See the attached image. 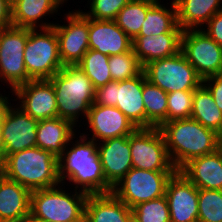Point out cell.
<instances>
[{
    "label": "cell",
    "instance_id": "6da1fadb",
    "mask_svg": "<svg viewBox=\"0 0 222 222\" xmlns=\"http://www.w3.org/2000/svg\"><path fill=\"white\" fill-rule=\"evenodd\" d=\"M58 177L62 184L88 195L112 192L102 170L97 142L79 131L58 157Z\"/></svg>",
    "mask_w": 222,
    "mask_h": 222
},
{
    "label": "cell",
    "instance_id": "7a4b0ae2",
    "mask_svg": "<svg viewBox=\"0 0 222 222\" xmlns=\"http://www.w3.org/2000/svg\"><path fill=\"white\" fill-rule=\"evenodd\" d=\"M159 129L177 171L190 160L210 154L221 147V136L218 133L191 118L165 122Z\"/></svg>",
    "mask_w": 222,
    "mask_h": 222
},
{
    "label": "cell",
    "instance_id": "3957f363",
    "mask_svg": "<svg viewBox=\"0 0 222 222\" xmlns=\"http://www.w3.org/2000/svg\"><path fill=\"white\" fill-rule=\"evenodd\" d=\"M0 173L30 191L55 187L58 177V158L37 146L8 155L0 163Z\"/></svg>",
    "mask_w": 222,
    "mask_h": 222
},
{
    "label": "cell",
    "instance_id": "277c9868",
    "mask_svg": "<svg viewBox=\"0 0 222 222\" xmlns=\"http://www.w3.org/2000/svg\"><path fill=\"white\" fill-rule=\"evenodd\" d=\"M49 80L56 92L58 117L70 121L79 129L94 102L92 82L76 65H64Z\"/></svg>",
    "mask_w": 222,
    "mask_h": 222
},
{
    "label": "cell",
    "instance_id": "5b68a950",
    "mask_svg": "<svg viewBox=\"0 0 222 222\" xmlns=\"http://www.w3.org/2000/svg\"><path fill=\"white\" fill-rule=\"evenodd\" d=\"M87 196V193L62 183L31 191L28 220L84 222Z\"/></svg>",
    "mask_w": 222,
    "mask_h": 222
},
{
    "label": "cell",
    "instance_id": "8992f818",
    "mask_svg": "<svg viewBox=\"0 0 222 222\" xmlns=\"http://www.w3.org/2000/svg\"><path fill=\"white\" fill-rule=\"evenodd\" d=\"M145 80L146 75L142 71L131 79L108 82L95 89L93 105L116 107L136 128H145V106L142 95Z\"/></svg>",
    "mask_w": 222,
    "mask_h": 222
},
{
    "label": "cell",
    "instance_id": "52a82bcc",
    "mask_svg": "<svg viewBox=\"0 0 222 222\" xmlns=\"http://www.w3.org/2000/svg\"><path fill=\"white\" fill-rule=\"evenodd\" d=\"M27 74L33 80L50 79L64 66L60 56L58 39L53 27L28 29L24 49Z\"/></svg>",
    "mask_w": 222,
    "mask_h": 222
},
{
    "label": "cell",
    "instance_id": "ba28073f",
    "mask_svg": "<svg viewBox=\"0 0 222 222\" xmlns=\"http://www.w3.org/2000/svg\"><path fill=\"white\" fill-rule=\"evenodd\" d=\"M146 79L166 93L195 91L203 79L180 51L176 55L151 61L143 67Z\"/></svg>",
    "mask_w": 222,
    "mask_h": 222
},
{
    "label": "cell",
    "instance_id": "9c48e42d",
    "mask_svg": "<svg viewBox=\"0 0 222 222\" xmlns=\"http://www.w3.org/2000/svg\"><path fill=\"white\" fill-rule=\"evenodd\" d=\"M175 172L131 168L112 187V193L132 209L139 203L164 196L168 180Z\"/></svg>",
    "mask_w": 222,
    "mask_h": 222
},
{
    "label": "cell",
    "instance_id": "30bf717a",
    "mask_svg": "<svg viewBox=\"0 0 222 222\" xmlns=\"http://www.w3.org/2000/svg\"><path fill=\"white\" fill-rule=\"evenodd\" d=\"M27 39L28 28L10 26L0 30V87L4 85L6 89L14 90L33 80L25 68Z\"/></svg>",
    "mask_w": 222,
    "mask_h": 222
},
{
    "label": "cell",
    "instance_id": "8fae6325",
    "mask_svg": "<svg viewBox=\"0 0 222 222\" xmlns=\"http://www.w3.org/2000/svg\"><path fill=\"white\" fill-rule=\"evenodd\" d=\"M76 6L79 8L75 7L74 11L68 9L63 13L64 18L53 25L63 65H76L89 50V18L80 5Z\"/></svg>",
    "mask_w": 222,
    "mask_h": 222
},
{
    "label": "cell",
    "instance_id": "7c38bea8",
    "mask_svg": "<svg viewBox=\"0 0 222 222\" xmlns=\"http://www.w3.org/2000/svg\"><path fill=\"white\" fill-rule=\"evenodd\" d=\"M133 168L177 171L172 164L159 128H137L129 135Z\"/></svg>",
    "mask_w": 222,
    "mask_h": 222
},
{
    "label": "cell",
    "instance_id": "4fadbf2b",
    "mask_svg": "<svg viewBox=\"0 0 222 222\" xmlns=\"http://www.w3.org/2000/svg\"><path fill=\"white\" fill-rule=\"evenodd\" d=\"M181 51L202 79L222 74V47L201 29L183 30Z\"/></svg>",
    "mask_w": 222,
    "mask_h": 222
},
{
    "label": "cell",
    "instance_id": "5bb4252c",
    "mask_svg": "<svg viewBox=\"0 0 222 222\" xmlns=\"http://www.w3.org/2000/svg\"><path fill=\"white\" fill-rule=\"evenodd\" d=\"M83 125L86 129L80 127L78 131L97 143L129 136L137 129L118 108L103 105H92Z\"/></svg>",
    "mask_w": 222,
    "mask_h": 222
},
{
    "label": "cell",
    "instance_id": "9a60e30c",
    "mask_svg": "<svg viewBox=\"0 0 222 222\" xmlns=\"http://www.w3.org/2000/svg\"><path fill=\"white\" fill-rule=\"evenodd\" d=\"M13 92L14 103L33 119L40 121L58 117L56 92L49 79L30 80Z\"/></svg>",
    "mask_w": 222,
    "mask_h": 222
},
{
    "label": "cell",
    "instance_id": "2e32d148",
    "mask_svg": "<svg viewBox=\"0 0 222 222\" xmlns=\"http://www.w3.org/2000/svg\"><path fill=\"white\" fill-rule=\"evenodd\" d=\"M38 122L13 102L0 123L3 141L2 161L10 154L36 146Z\"/></svg>",
    "mask_w": 222,
    "mask_h": 222
},
{
    "label": "cell",
    "instance_id": "e0dca14e",
    "mask_svg": "<svg viewBox=\"0 0 222 222\" xmlns=\"http://www.w3.org/2000/svg\"><path fill=\"white\" fill-rule=\"evenodd\" d=\"M165 196L171 222H198V188L180 171L168 180Z\"/></svg>",
    "mask_w": 222,
    "mask_h": 222
},
{
    "label": "cell",
    "instance_id": "ac0fdd59",
    "mask_svg": "<svg viewBox=\"0 0 222 222\" xmlns=\"http://www.w3.org/2000/svg\"><path fill=\"white\" fill-rule=\"evenodd\" d=\"M66 3V0H15L11 4L12 26L28 29L53 27L55 16L65 11L61 8L64 9ZM47 16L54 19L50 21Z\"/></svg>",
    "mask_w": 222,
    "mask_h": 222
},
{
    "label": "cell",
    "instance_id": "d6986e66",
    "mask_svg": "<svg viewBox=\"0 0 222 222\" xmlns=\"http://www.w3.org/2000/svg\"><path fill=\"white\" fill-rule=\"evenodd\" d=\"M97 145L106 182L113 187L133 168L129 136L115 137Z\"/></svg>",
    "mask_w": 222,
    "mask_h": 222
},
{
    "label": "cell",
    "instance_id": "ffe728a7",
    "mask_svg": "<svg viewBox=\"0 0 222 222\" xmlns=\"http://www.w3.org/2000/svg\"><path fill=\"white\" fill-rule=\"evenodd\" d=\"M132 46L133 40L114 20L89 18V49L112 56L131 51Z\"/></svg>",
    "mask_w": 222,
    "mask_h": 222
},
{
    "label": "cell",
    "instance_id": "44dd1931",
    "mask_svg": "<svg viewBox=\"0 0 222 222\" xmlns=\"http://www.w3.org/2000/svg\"><path fill=\"white\" fill-rule=\"evenodd\" d=\"M31 191L0 173V222H28Z\"/></svg>",
    "mask_w": 222,
    "mask_h": 222
},
{
    "label": "cell",
    "instance_id": "7402d4cb",
    "mask_svg": "<svg viewBox=\"0 0 222 222\" xmlns=\"http://www.w3.org/2000/svg\"><path fill=\"white\" fill-rule=\"evenodd\" d=\"M179 171L198 189L222 190V148L190 160Z\"/></svg>",
    "mask_w": 222,
    "mask_h": 222
},
{
    "label": "cell",
    "instance_id": "603a6c76",
    "mask_svg": "<svg viewBox=\"0 0 222 222\" xmlns=\"http://www.w3.org/2000/svg\"><path fill=\"white\" fill-rule=\"evenodd\" d=\"M182 32H167L160 35L137 36L132 49L141 66L151 61L176 55L181 51Z\"/></svg>",
    "mask_w": 222,
    "mask_h": 222
},
{
    "label": "cell",
    "instance_id": "cb8c5ba5",
    "mask_svg": "<svg viewBox=\"0 0 222 222\" xmlns=\"http://www.w3.org/2000/svg\"><path fill=\"white\" fill-rule=\"evenodd\" d=\"M131 215V208L112 192L87 196L84 222H128Z\"/></svg>",
    "mask_w": 222,
    "mask_h": 222
},
{
    "label": "cell",
    "instance_id": "d4e9b609",
    "mask_svg": "<svg viewBox=\"0 0 222 222\" xmlns=\"http://www.w3.org/2000/svg\"><path fill=\"white\" fill-rule=\"evenodd\" d=\"M36 131V146L51 152L58 158L76 134L78 128L70 121L56 117L40 120Z\"/></svg>",
    "mask_w": 222,
    "mask_h": 222
},
{
    "label": "cell",
    "instance_id": "484cf974",
    "mask_svg": "<svg viewBox=\"0 0 222 222\" xmlns=\"http://www.w3.org/2000/svg\"><path fill=\"white\" fill-rule=\"evenodd\" d=\"M177 24L183 29H201L217 12L222 0H174Z\"/></svg>",
    "mask_w": 222,
    "mask_h": 222
},
{
    "label": "cell",
    "instance_id": "4316f807",
    "mask_svg": "<svg viewBox=\"0 0 222 222\" xmlns=\"http://www.w3.org/2000/svg\"><path fill=\"white\" fill-rule=\"evenodd\" d=\"M163 1L164 0H162V2L158 0L147 11L146 18L138 36L160 35L167 32H183V29L177 24L174 0H169V2L167 0L166 5Z\"/></svg>",
    "mask_w": 222,
    "mask_h": 222
},
{
    "label": "cell",
    "instance_id": "83f0119b",
    "mask_svg": "<svg viewBox=\"0 0 222 222\" xmlns=\"http://www.w3.org/2000/svg\"><path fill=\"white\" fill-rule=\"evenodd\" d=\"M190 118L222 137V111L219 110L211 92L203 83L194 91Z\"/></svg>",
    "mask_w": 222,
    "mask_h": 222
},
{
    "label": "cell",
    "instance_id": "f1b7e54d",
    "mask_svg": "<svg viewBox=\"0 0 222 222\" xmlns=\"http://www.w3.org/2000/svg\"><path fill=\"white\" fill-rule=\"evenodd\" d=\"M142 95L145 106V128H159L167 122L168 93L146 79Z\"/></svg>",
    "mask_w": 222,
    "mask_h": 222
},
{
    "label": "cell",
    "instance_id": "f546056e",
    "mask_svg": "<svg viewBox=\"0 0 222 222\" xmlns=\"http://www.w3.org/2000/svg\"><path fill=\"white\" fill-rule=\"evenodd\" d=\"M158 0H130L117 14L116 24L134 40L140 33L147 11Z\"/></svg>",
    "mask_w": 222,
    "mask_h": 222
},
{
    "label": "cell",
    "instance_id": "4dcf8cb0",
    "mask_svg": "<svg viewBox=\"0 0 222 222\" xmlns=\"http://www.w3.org/2000/svg\"><path fill=\"white\" fill-rule=\"evenodd\" d=\"M76 66L90 79L95 89L112 81L109 56L96 50L89 49Z\"/></svg>",
    "mask_w": 222,
    "mask_h": 222
},
{
    "label": "cell",
    "instance_id": "1f68e13d",
    "mask_svg": "<svg viewBox=\"0 0 222 222\" xmlns=\"http://www.w3.org/2000/svg\"><path fill=\"white\" fill-rule=\"evenodd\" d=\"M198 222H222V190L198 189Z\"/></svg>",
    "mask_w": 222,
    "mask_h": 222
},
{
    "label": "cell",
    "instance_id": "d6a6232c",
    "mask_svg": "<svg viewBox=\"0 0 222 222\" xmlns=\"http://www.w3.org/2000/svg\"><path fill=\"white\" fill-rule=\"evenodd\" d=\"M109 68L112 81L131 79L143 71L133 49L126 53L109 56Z\"/></svg>",
    "mask_w": 222,
    "mask_h": 222
},
{
    "label": "cell",
    "instance_id": "836d02e7",
    "mask_svg": "<svg viewBox=\"0 0 222 222\" xmlns=\"http://www.w3.org/2000/svg\"><path fill=\"white\" fill-rule=\"evenodd\" d=\"M132 214L140 222H171L166 196L142 202L134 206Z\"/></svg>",
    "mask_w": 222,
    "mask_h": 222
},
{
    "label": "cell",
    "instance_id": "e575fe53",
    "mask_svg": "<svg viewBox=\"0 0 222 222\" xmlns=\"http://www.w3.org/2000/svg\"><path fill=\"white\" fill-rule=\"evenodd\" d=\"M194 91L168 93L167 122L191 117Z\"/></svg>",
    "mask_w": 222,
    "mask_h": 222
},
{
    "label": "cell",
    "instance_id": "d590c367",
    "mask_svg": "<svg viewBox=\"0 0 222 222\" xmlns=\"http://www.w3.org/2000/svg\"><path fill=\"white\" fill-rule=\"evenodd\" d=\"M86 1V0H85ZM130 0H87L82 12L88 17L95 20H115L119 11ZM87 11V12H86Z\"/></svg>",
    "mask_w": 222,
    "mask_h": 222
},
{
    "label": "cell",
    "instance_id": "8d00e7d4",
    "mask_svg": "<svg viewBox=\"0 0 222 222\" xmlns=\"http://www.w3.org/2000/svg\"><path fill=\"white\" fill-rule=\"evenodd\" d=\"M201 30L222 47V11L217 12Z\"/></svg>",
    "mask_w": 222,
    "mask_h": 222
},
{
    "label": "cell",
    "instance_id": "74e56055",
    "mask_svg": "<svg viewBox=\"0 0 222 222\" xmlns=\"http://www.w3.org/2000/svg\"><path fill=\"white\" fill-rule=\"evenodd\" d=\"M203 84L211 92L215 104L222 111V74L213 75L203 79Z\"/></svg>",
    "mask_w": 222,
    "mask_h": 222
},
{
    "label": "cell",
    "instance_id": "f35d334b",
    "mask_svg": "<svg viewBox=\"0 0 222 222\" xmlns=\"http://www.w3.org/2000/svg\"><path fill=\"white\" fill-rule=\"evenodd\" d=\"M12 26L11 3L8 0H0V30Z\"/></svg>",
    "mask_w": 222,
    "mask_h": 222
},
{
    "label": "cell",
    "instance_id": "ab89813d",
    "mask_svg": "<svg viewBox=\"0 0 222 222\" xmlns=\"http://www.w3.org/2000/svg\"><path fill=\"white\" fill-rule=\"evenodd\" d=\"M4 88H5L4 86H3V89L0 87V90L1 89L3 90V92L2 90L0 91V123L4 119V116L7 113L8 108L13 104L11 102L14 101L13 90L9 89L8 91H6ZM6 93H8V95ZM10 93H12L11 96H10Z\"/></svg>",
    "mask_w": 222,
    "mask_h": 222
},
{
    "label": "cell",
    "instance_id": "60d3db41",
    "mask_svg": "<svg viewBox=\"0 0 222 222\" xmlns=\"http://www.w3.org/2000/svg\"><path fill=\"white\" fill-rule=\"evenodd\" d=\"M2 151H3V141H2V134L0 128V163L2 162Z\"/></svg>",
    "mask_w": 222,
    "mask_h": 222
},
{
    "label": "cell",
    "instance_id": "b9f144b4",
    "mask_svg": "<svg viewBox=\"0 0 222 222\" xmlns=\"http://www.w3.org/2000/svg\"><path fill=\"white\" fill-rule=\"evenodd\" d=\"M128 222H140L133 214L129 217Z\"/></svg>",
    "mask_w": 222,
    "mask_h": 222
},
{
    "label": "cell",
    "instance_id": "7bdbcfd3",
    "mask_svg": "<svg viewBox=\"0 0 222 222\" xmlns=\"http://www.w3.org/2000/svg\"><path fill=\"white\" fill-rule=\"evenodd\" d=\"M28 222H52V221H45V220H28Z\"/></svg>",
    "mask_w": 222,
    "mask_h": 222
},
{
    "label": "cell",
    "instance_id": "ee69618b",
    "mask_svg": "<svg viewBox=\"0 0 222 222\" xmlns=\"http://www.w3.org/2000/svg\"><path fill=\"white\" fill-rule=\"evenodd\" d=\"M11 4L15 1V0H8Z\"/></svg>",
    "mask_w": 222,
    "mask_h": 222
}]
</instances>
